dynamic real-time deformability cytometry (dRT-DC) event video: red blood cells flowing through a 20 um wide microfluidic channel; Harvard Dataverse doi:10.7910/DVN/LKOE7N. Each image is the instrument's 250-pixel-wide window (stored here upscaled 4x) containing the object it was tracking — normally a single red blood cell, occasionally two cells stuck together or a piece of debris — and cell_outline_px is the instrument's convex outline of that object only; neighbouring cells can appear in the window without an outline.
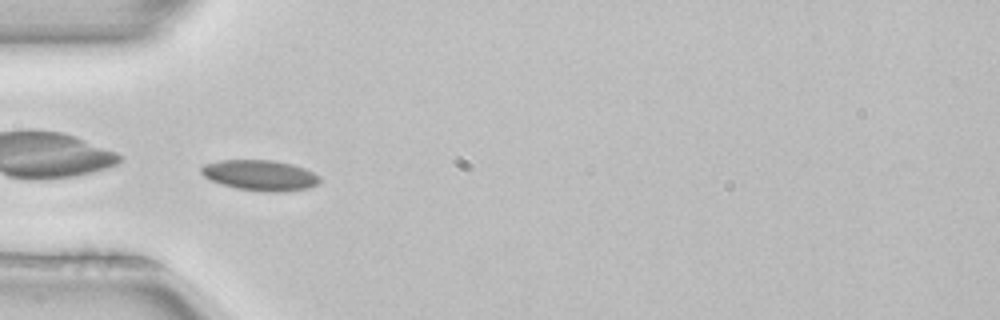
{"species": "common noctule bat (a hibernating species)", "species_latin": "Nyctalus noctula", "temperature_condition": "room temperature", "stored_images_in_passage": 36, "camera_frame_rate_fps": 3000, "um_per_image_px": 0.085, "animal": {"sex": "female", "body_mass_g": 22.7, "forearm_length_mm": 54.2}, "frame": {"image": 1, "passage_image": 1, "time_ms": 0.0, "image_size_px": [1000, 320], "cell_outline_px": [[320, 184], [308, 188], [288, 192], [264, 192], [236, 188], [212, 180], [204, 176], [200, 172], [200, 168], [204, 164], [220, 160], [272, 160], [292, 164], [304, 168], [320, 176]], "centroid_in_image_um": [22.15, 14.9], "position_along_channel_um": 62.9, "area_um2": 21.21}, "authors_computed_cell_mechanics": {"area_um2": 19.1896, "velocity_mm_per_s": 3.9809, "shape_relaxation_time_tau1_ms": null, "shape_relaxation_time_tau2_ms": 3.4572, "deformation_change_tau1": null, "deformation_change_tau2": 0.0643}}